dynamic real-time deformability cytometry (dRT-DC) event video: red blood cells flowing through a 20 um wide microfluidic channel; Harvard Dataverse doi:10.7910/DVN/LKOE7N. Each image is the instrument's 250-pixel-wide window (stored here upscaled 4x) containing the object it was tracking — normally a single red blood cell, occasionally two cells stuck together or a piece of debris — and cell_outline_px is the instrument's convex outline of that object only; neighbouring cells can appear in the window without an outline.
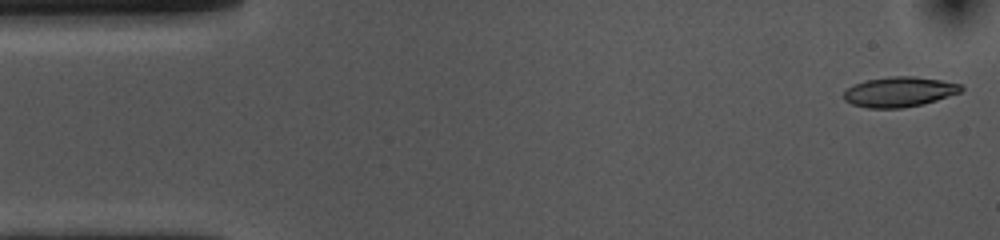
{"species": "common noctule bat (a hibernating species)", "species_latin": "Nyctalus noctula", "temperature_condition": "cold", "stored_images_in_passage": 53, "camera_frame_rate_fps": 3000, "um_per_image_px": 0.085, "animal": {"sex": "female", "body_mass_g": 10.0, "forearm_length_mm": 53.1}, "frame": {"image": 1, "passage_image": 1, "time_ms": 0.0, "image_size_px": [1000, 240], "cell_outline_px": [[964, 88], [960, 92], [924, 104], [900, 108], [868, 108], [852, 104], [844, 100], [844, 92], [848, 88], [864, 80], [892, 76], [912, 76], [940, 80], [960, 84]], "centroid_in_image_um": [76.43, 7.81], "position_along_channel_um": 8.6, "area_um2": 20.4}}
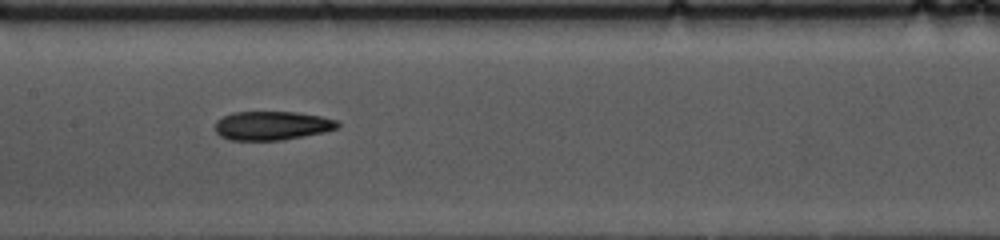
{"frame": {"image": 2, "passage_image": 24, "time_ms": 7.667, "image_size_px": [1000, 240], "cell_outline_px": [[340, 128], [324, 132], [304, 136], [280, 140], [228, 140], [220, 136], [216, 132], [216, 120], [232, 112], [296, 112], [320, 116], [336, 120], [340, 124]], "centroid_in_image_um": [23.12, 10.68], "position_along_channel_um": 184.3, "area_um2": 20.63}}
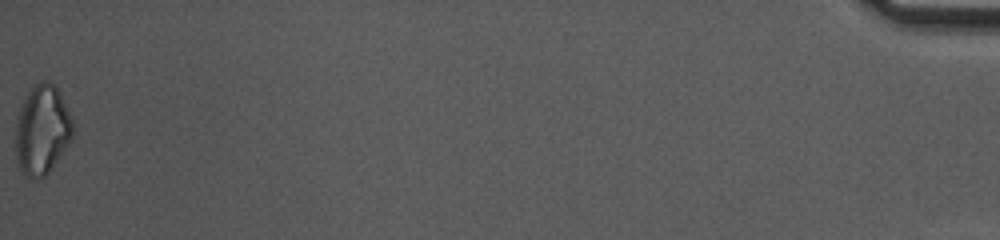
{"frame": {"image": 3, "passage_image": 53, "time_ms": 17.333, "image_size_px": [1000, 240], "cell_outline_px": [[72, 140], [48, 172], [44, 176], [36, 180], [20, 172], [16, 156], [16, 120], [20, 108], [28, 92], [40, 80], [48, 80], [60, 92], [72, 120]], "centroid_in_image_um": [3.57, 11.05], "position_along_channel_um": 431.6, "area_um2": 29.65}, "authors_computed_cell_mechanics": {"area_um2": 20.9814, "velocity_mm_per_s": 3.6656, "shape_relaxation_time_tau1_ms": 5.5349, "shape_relaxation_time_tau2_ms": 9.5041, "deformation_change_tau1": 0.1621, "deformation_change_tau2": 0.1971}}